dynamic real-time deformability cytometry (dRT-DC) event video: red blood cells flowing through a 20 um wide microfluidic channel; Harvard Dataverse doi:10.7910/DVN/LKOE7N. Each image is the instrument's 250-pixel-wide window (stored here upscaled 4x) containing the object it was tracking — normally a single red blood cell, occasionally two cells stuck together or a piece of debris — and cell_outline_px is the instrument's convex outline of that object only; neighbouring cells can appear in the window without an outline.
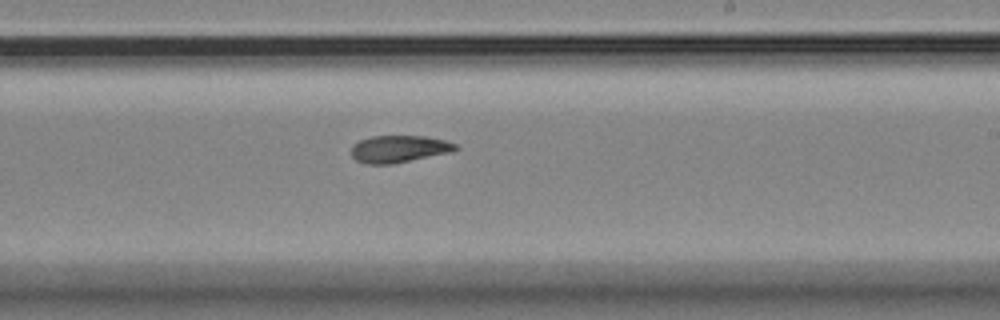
{"species": "Egyptian fruit bat (a non-hibernating species)", "species_latin": "Rousettus aegyptiacus", "temperature_condition": "room temperature", "stored_images_in_passage": 8, "camera_frame_rate_fps": 3000, "um_per_image_px": 0.085, "animal": {"sex": "female"}, "frame": {"image": 1, "passage_image": 8, "time_ms": 9.667, "image_size_px": [1000, 320], "cell_outline_px": [[460, 148], [452, 152], [392, 164], [368, 164], [356, 160], [352, 156], [352, 144], [360, 140], [372, 136], [424, 136], [444, 140], [456, 144]], "centroid_in_image_um": [33.92, 12.66], "position_along_channel_um": 255.1, "area_um2": 16.47}}